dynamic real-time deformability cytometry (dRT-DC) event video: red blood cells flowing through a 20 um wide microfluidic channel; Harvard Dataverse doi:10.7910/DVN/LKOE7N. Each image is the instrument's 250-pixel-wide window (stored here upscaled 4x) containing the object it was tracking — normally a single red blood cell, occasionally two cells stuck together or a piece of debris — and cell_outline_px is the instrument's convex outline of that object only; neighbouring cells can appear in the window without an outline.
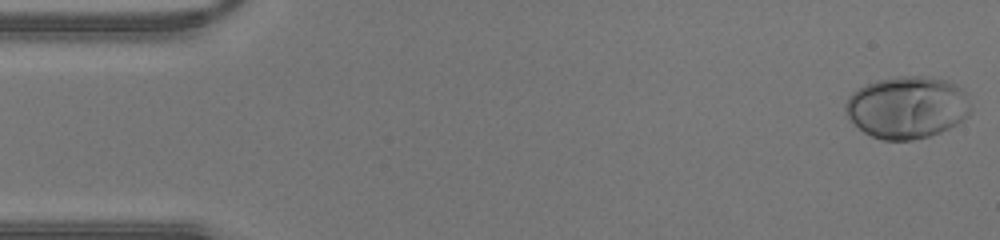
{"species": "human", "species_latin": "Homo sapiens", "temperature_condition": "warm", "stored_images_in_passage": 43, "camera_frame_rate_fps": 3000, "um_per_image_px": 0.085, "donor": {"sex": "male"}, "frame": {"image": 1, "passage_image": 1, "time_ms": 0.0, "image_size_px": [1000, 240], "cell_outline_px": [[972, 108], [968, 116], [956, 124], [940, 132], [928, 136], [912, 140], [884, 140], [872, 136], [864, 132], [848, 116], [844, 108], [844, 104], [848, 96], [852, 92], [864, 84], [876, 80], [900, 76], [928, 76], [944, 80], [956, 84], [964, 92]], "centroid_in_image_um": [77.1, 9.11], "position_along_channel_um": 7.9, "area_um2": 45.37}}
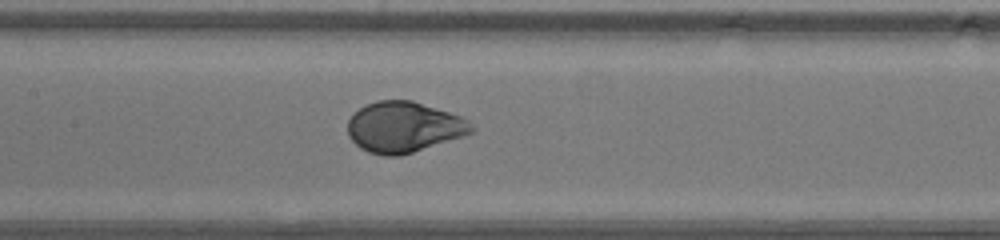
{"frame": {"image": 2, "passage_image": 20, "time_ms": 6.333, "image_size_px": [1000, 240], "cell_outline_px": [[476, 128], [472, 132], [464, 136], [400, 156], [384, 156], [368, 152], [360, 148], [348, 136], [348, 120], [360, 108], [376, 100], [412, 100], [460, 116], [468, 120]], "centroid_in_image_um": [34.33, 10.81], "position_along_channel_um": 173.1, "area_um2": 36.47}}
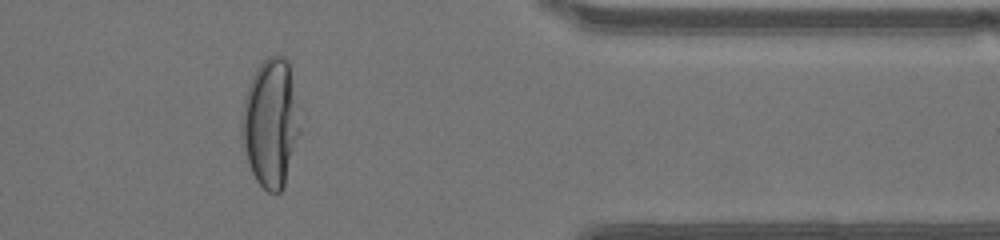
{"frame": {"image": 3, "passage_image": 35, "time_ms": 11.333, "image_size_px": [1000, 240], "cell_outline_px": [[300, 132], [284, 184], [280, 192], [268, 192], [256, 180], [252, 172], [248, 160], [240, 132], [240, 124], [244, 100], [252, 76], [256, 68], [268, 56], [276, 52], [284, 56], [288, 60], [300, 128]], "centroid_in_image_um": [22.98, 10.42], "position_along_channel_um": 388.4, "area_um2": 42.95}}